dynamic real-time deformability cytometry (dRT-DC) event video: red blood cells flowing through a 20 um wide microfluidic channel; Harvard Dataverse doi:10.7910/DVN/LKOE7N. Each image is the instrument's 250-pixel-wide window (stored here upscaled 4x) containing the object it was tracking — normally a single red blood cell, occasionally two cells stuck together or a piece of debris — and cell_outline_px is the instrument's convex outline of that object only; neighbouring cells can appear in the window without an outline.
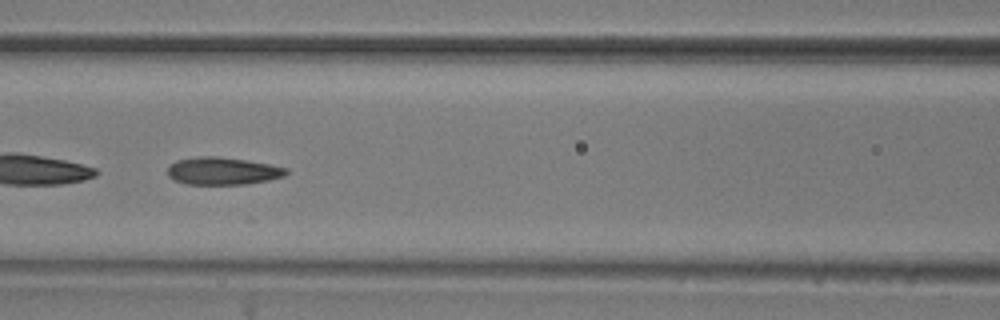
{"species": "common noctule bat (a hibernating species)", "species_latin": "Nyctalus noctula", "temperature_condition": "room temperature", "stored_images_in_passage": 53, "camera_frame_rate_fps": 3000, "um_per_image_px": 0.085, "animal": {"sex": "male", "body_mass_g": 20.5, "forearm_length_mm": 52.5}, "frame": {"image": 1, "passage_image": 23, "time_ms": 7.333, "image_size_px": [1000, 320], "cell_outline_px": [[288, 172], [284, 176], [268, 180], [248, 184], [188, 184], [176, 180], [168, 176], [168, 164], [176, 160], [196, 156], [220, 156], [268, 164], [288, 168]], "centroid_in_image_um": [18.9, 14.52], "position_along_channel_um": 147.7, "area_um2": 19.02}}
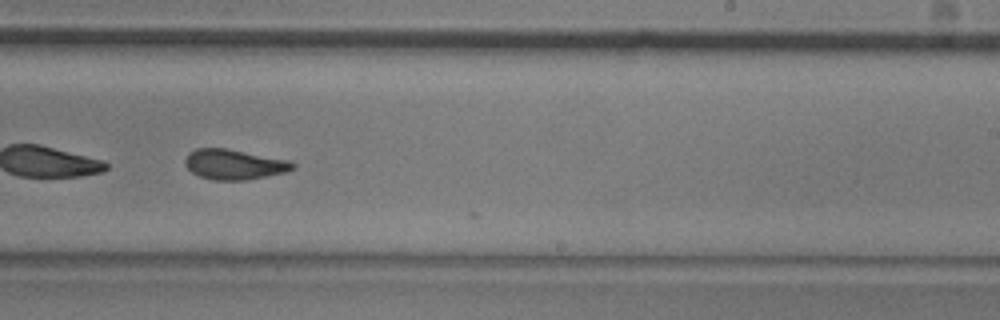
{"frame": {"image": 2, "passage_image": 33, "time_ms": 10.667, "image_size_px": [1000, 320], "cell_outline_px": [[296, 168], [284, 172], [244, 180], [212, 180], [200, 176], [192, 172], [184, 164], [184, 160], [188, 152], [196, 148], [228, 148], [288, 160], [296, 164]], "centroid_in_image_um": [19.87, 13.96], "position_along_channel_um": 269.1, "area_um2": 18.9}}
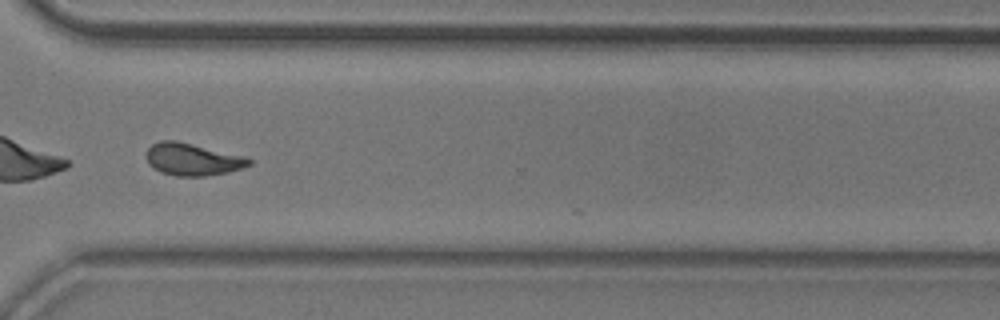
{"frame": {"image": 3, "passage_image": 40, "time_ms": 13.0, "image_size_px": [1000, 320], "cell_outline_px": [[252, 164], [240, 168], [224, 172], [204, 176], [176, 176], [160, 172], [152, 168], [148, 164], [144, 156], [144, 152], [152, 144], [160, 140], [176, 140], [244, 156], [252, 160]], "centroid_in_image_um": [16.27, 13.53], "position_along_channel_um": 354.3, "area_um2": 19.36}, "authors_computed_cell_mechanics": {"area_um2": 19.074, "velocity_mm_per_s": 3.662, "shape_relaxation_time_tau1_ms": null, "shape_relaxation_time_tau2_ms": 2.9962, "deformation_change_tau1": null, "deformation_change_tau2": 0.0935}}